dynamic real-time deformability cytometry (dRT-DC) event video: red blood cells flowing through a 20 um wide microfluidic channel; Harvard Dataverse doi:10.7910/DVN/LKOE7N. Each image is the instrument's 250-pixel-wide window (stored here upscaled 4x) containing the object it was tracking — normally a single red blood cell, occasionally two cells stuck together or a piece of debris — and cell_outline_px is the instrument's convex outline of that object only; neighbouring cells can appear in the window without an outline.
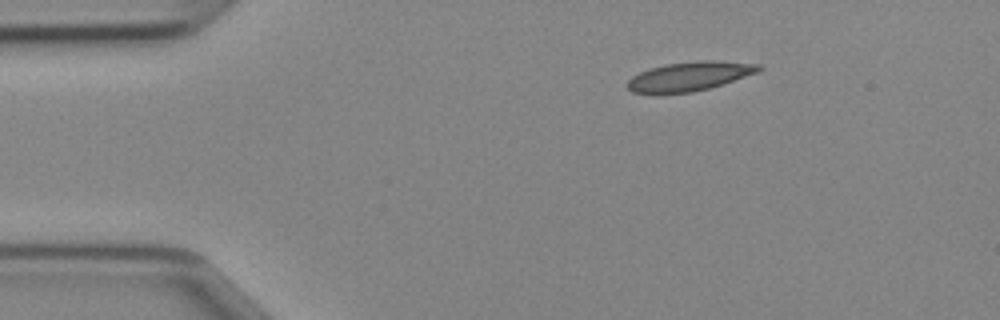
{"species": "Egyptian fruit bat (a non-hibernating species)", "species_latin": "Rousettus aegyptiacus", "temperature_condition": "cold", "stored_images_in_passage": 2, "camera_frame_rate_fps": 3000, "um_per_image_px": 0.085, "animal": {"sex": "female"}, "frame": {"image": 1, "passage_image": 2, "time_ms": 0.333, "image_size_px": [1000, 320], "cell_outline_px": [[752, 68], [736, 76], [716, 84], [700, 88], [676, 92], [648, 92], [688, 64], [728, 64]], "centroid_in_image_um": [59.41, 6.55], "position_along_channel_um": 25.6, "area_um2": 11.56}}